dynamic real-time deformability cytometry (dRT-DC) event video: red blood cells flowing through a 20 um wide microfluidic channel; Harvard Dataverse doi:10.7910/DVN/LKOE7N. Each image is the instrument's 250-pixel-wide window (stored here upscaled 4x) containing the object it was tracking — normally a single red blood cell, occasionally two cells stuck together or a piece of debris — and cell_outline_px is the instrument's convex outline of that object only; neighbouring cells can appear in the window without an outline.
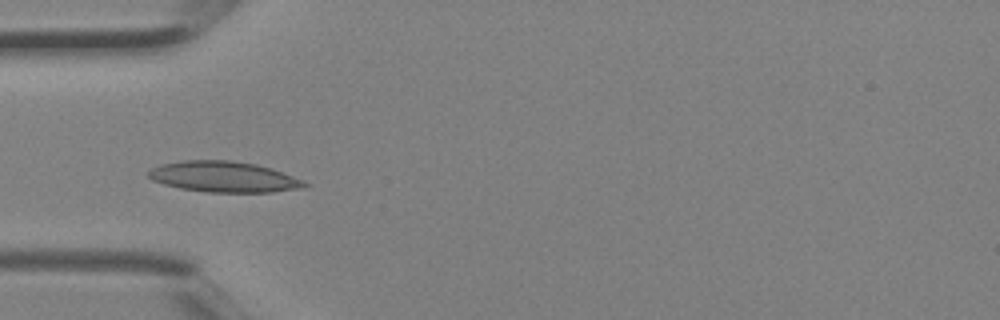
{"species": "Egyptian fruit bat (a non-hibernating species)", "species_latin": "Rousettus aegyptiacus", "temperature_condition": "room temperature", "stored_images_in_passage": 5, "camera_frame_rate_fps": 3000, "um_per_image_px": 0.085, "animal": {"sex": "female"}, "frame": {"image": 1, "passage_image": 4, "time_ms": 1.0, "image_size_px": [1000, 320], "cell_outline_px": [[312, 184], [308, 188], [272, 192], [208, 192], [180, 188], [164, 184], [152, 180], [148, 176], [148, 172], [152, 168], [160, 164], [180, 160], [232, 160], [256, 164], [304, 180]], "centroid_in_image_um": [19.05, 15.03], "position_along_channel_um": 65.9, "area_um2": 28.15}}
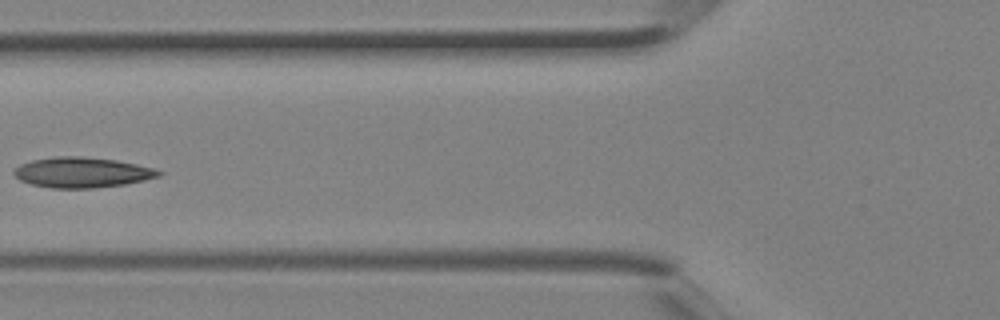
{"frame": {"image": 2, "passage_image": 5, "time_ms": 1.333, "image_size_px": [1000, 320], "cell_outline_px": [[164, 172], [160, 176], [144, 180], [124, 184], [92, 188], [52, 188], [32, 184], [20, 180], [12, 172], [20, 164], [32, 160], [52, 156], [80, 156], [116, 160], [136, 164], [152, 168]], "centroid_in_image_um": [6.96, 14.65], "position_along_channel_um": 118.8, "area_um2": 25.49}}